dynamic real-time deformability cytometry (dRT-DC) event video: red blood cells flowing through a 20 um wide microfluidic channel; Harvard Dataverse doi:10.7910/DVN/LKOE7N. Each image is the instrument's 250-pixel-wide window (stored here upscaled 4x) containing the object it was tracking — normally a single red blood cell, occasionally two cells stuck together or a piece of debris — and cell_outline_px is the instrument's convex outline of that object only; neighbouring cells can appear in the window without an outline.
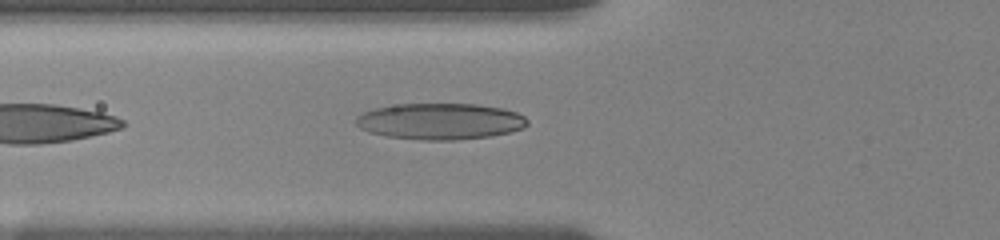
{"species": "human", "species_latin": "Homo sapiens", "temperature_condition": "room temperature", "stored_images_in_passage": 90, "camera_frame_rate_fps": 3000, "um_per_image_px": 0.085, "donor": {"sex": "female"}, "frame": {"image": 1, "passage_image": 7, "time_ms": 1.0, "image_size_px": [1000, 240], "cell_outline_px": [[528, 124], [524, 128], [512, 132], [492, 136], [456, 140], [420, 140], [388, 136], [368, 132], [360, 128], [356, 124], [356, 116], [364, 112], [376, 108], [400, 104], [476, 104], [504, 108], [516, 112], [524, 116], [528, 120]], "centroid_in_image_um": [37.46, 10.32], "position_along_channel_um": 88.3, "area_um2": 36.41}}
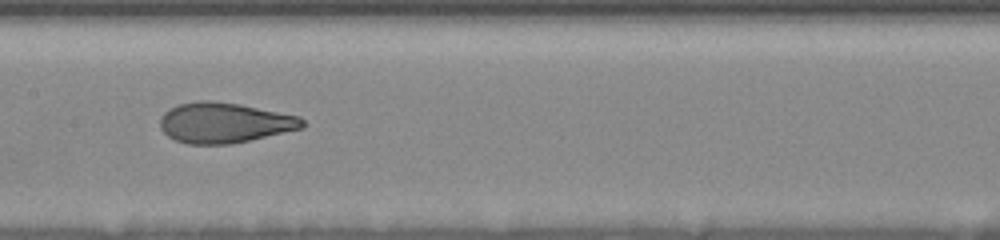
{"frame": {"image": 2, "passage_image": 21, "time_ms": 3.667, "image_size_px": [1000, 240], "cell_outline_px": [[304, 128], [232, 144], [188, 144], [176, 140], [168, 136], [160, 128], [160, 116], [168, 108], [180, 104], [196, 100], [212, 100], [240, 104], [300, 116], [304, 120]], "centroid_in_image_um": [19.06, 10.42], "position_along_channel_um": 188.3, "area_um2": 33.7}}
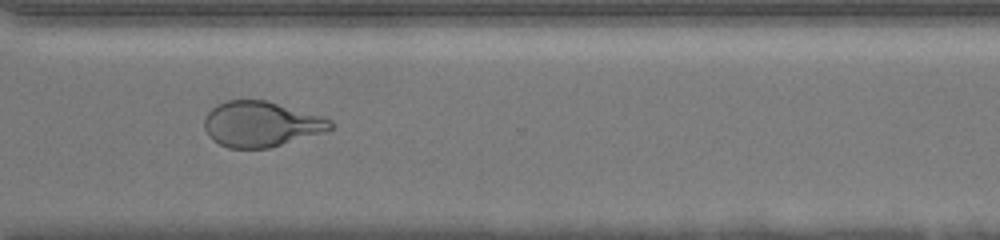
{"frame": {"image": 3, "passage_image": 52, "time_ms": 8.0, "image_size_px": [1000, 240], "cell_outline_px": [[332, 128], [324, 132], [268, 148], [228, 148], [212, 140], [208, 136], [204, 128], [204, 116], [216, 104], [228, 100], [264, 100], [324, 116], [332, 120]], "centroid_in_image_um": [22.16, 10.54], "position_along_channel_um": 348.4, "area_um2": 33.35}, "authors_computed_cell_mechanics": {"area_um2": 33.9286, "velocity_mm_per_s": 3.7005, "shape_relaxation_time_tau1_ms": 5.3435, "shape_relaxation_time_tau2_ms": 1.0266, "deformation_change_tau1": 0.2088, "deformation_change_tau2": 0.0823}}